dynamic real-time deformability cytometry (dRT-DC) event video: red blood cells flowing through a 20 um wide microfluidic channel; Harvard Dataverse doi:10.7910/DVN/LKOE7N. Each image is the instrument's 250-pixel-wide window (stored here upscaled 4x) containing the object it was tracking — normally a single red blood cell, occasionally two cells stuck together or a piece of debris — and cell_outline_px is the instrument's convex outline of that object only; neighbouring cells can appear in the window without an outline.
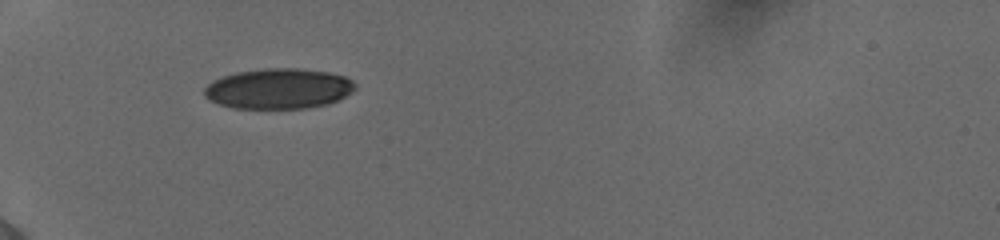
{"species": "human", "species_latin": "Homo sapiens", "temperature_condition": "cold", "stored_images_in_passage": 2, "camera_frame_rate_fps": 3000, "um_per_image_px": 0.085, "donor": {"sex": "female"}, "frame": {"image": 1, "passage_image": 1, "time_ms": 0.0, "image_size_px": [1000, 240], "cell_outline_px": [[356, 88], [352, 92], [328, 104], [304, 108], [232, 108], [220, 104], [204, 96], [204, 88], [212, 80], [236, 72], [264, 68], [296, 68], [328, 72], [344, 76], [352, 80], [356, 84]], "centroid_in_image_um": [23.68, 7.53], "position_along_channel_um": 61.3, "area_um2": 35.37}}